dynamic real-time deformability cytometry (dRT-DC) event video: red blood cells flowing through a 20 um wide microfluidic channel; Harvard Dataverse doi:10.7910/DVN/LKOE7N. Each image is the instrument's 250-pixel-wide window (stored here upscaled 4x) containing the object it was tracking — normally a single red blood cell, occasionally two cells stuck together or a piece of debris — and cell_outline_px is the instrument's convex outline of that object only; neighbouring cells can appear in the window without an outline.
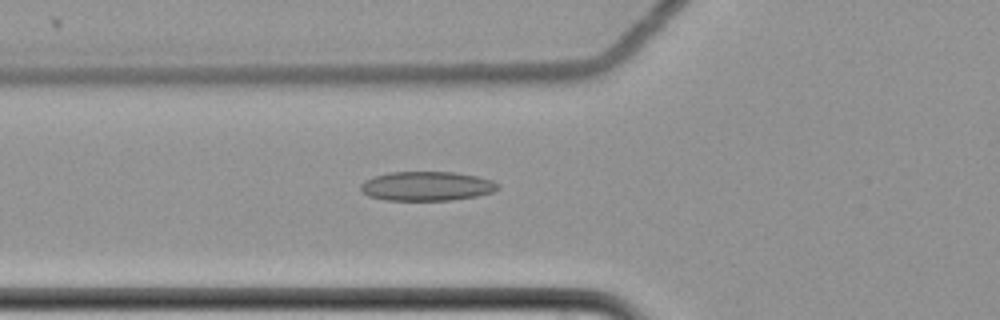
{"species": "common noctule bat (a hibernating species)", "species_latin": "Nyctalus noctula", "temperature_condition": "cold", "stored_images_in_passage": 61, "camera_frame_rate_fps": 3000, "um_per_image_px": 0.085, "animal": {"sex": "female", "body_mass_g": 22.7, "forearm_length_mm": 54.2}, "frame": {"image": 1, "passage_image": 24, "time_ms": 7.667, "image_size_px": [1000, 320], "cell_outline_px": [[500, 188], [492, 192], [476, 196], [452, 200], [384, 200], [368, 196], [360, 188], [360, 184], [364, 180], [372, 176], [388, 172], [456, 172], [476, 176], [492, 180], [500, 184]], "centroid_in_image_um": [36.26, 15.81], "position_along_channel_um": 89.5, "area_um2": 23.58}}
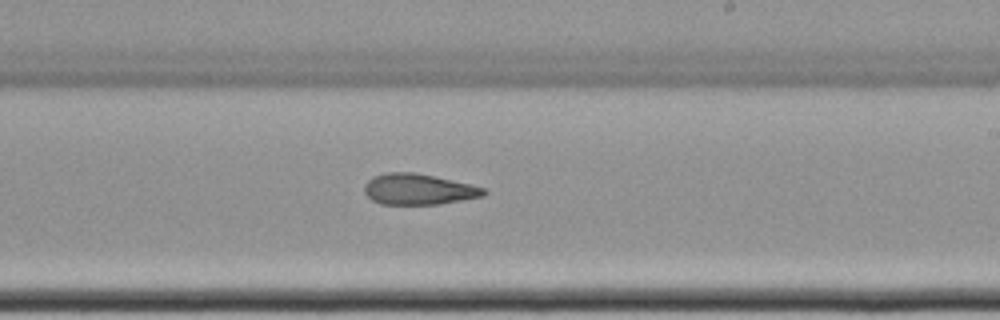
{"frame": {"image": 2, "passage_image": 38, "time_ms": 12.333, "image_size_px": [1000, 320], "cell_outline_px": [[488, 192], [484, 196], [440, 204], [380, 204], [372, 200], [364, 192], [364, 184], [368, 180], [376, 176], [388, 172], [416, 172], [472, 184], [484, 188]], "centroid_in_image_um": [35.59, 16.08], "position_along_channel_um": 253.4, "area_um2": 21.56}}
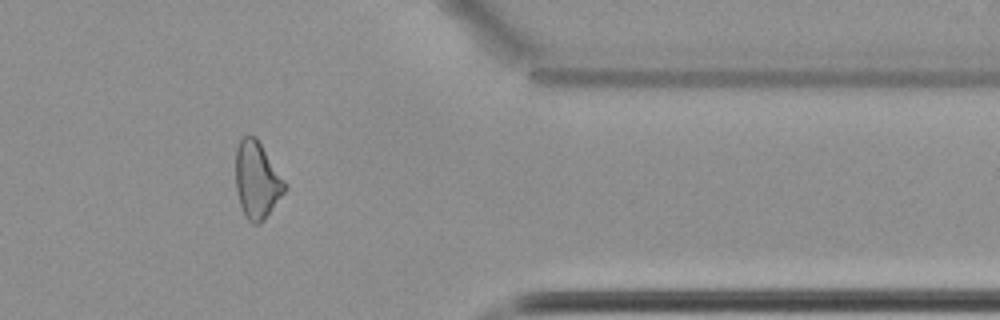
{"frame": {"image": 3, "passage_image": 51, "time_ms": 16.667, "image_size_px": [1000, 320], "cell_outline_px": [[288, 188], [264, 220], [260, 224], [252, 224], [244, 216], [236, 192], [236, 148], [240, 140], [244, 136], [256, 136], [288, 184]], "centroid_in_image_um": [21.86, 15.32], "position_along_channel_um": 389.5, "area_um2": 22.31}, "authors_computed_cell_mechanics": {"area_um2": 23.5824, "velocity_mm_per_s": 3.5055, "shape_relaxation_time_tau1_ms": null, "shape_relaxation_time_tau2_ms": 6.5082, "deformation_change_tau1": null, "deformation_change_tau2": 0.1671}}